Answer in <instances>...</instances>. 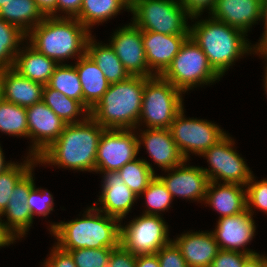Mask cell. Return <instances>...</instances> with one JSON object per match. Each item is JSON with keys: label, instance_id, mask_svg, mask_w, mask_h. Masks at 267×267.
I'll return each instance as SVG.
<instances>
[{"label": "cell", "instance_id": "6da1fadb", "mask_svg": "<svg viewBox=\"0 0 267 267\" xmlns=\"http://www.w3.org/2000/svg\"><path fill=\"white\" fill-rule=\"evenodd\" d=\"M104 130L91 116L83 122L67 124L60 136L37 157V163L95 172L98 143Z\"/></svg>", "mask_w": 267, "mask_h": 267}, {"label": "cell", "instance_id": "7a4b0ae2", "mask_svg": "<svg viewBox=\"0 0 267 267\" xmlns=\"http://www.w3.org/2000/svg\"><path fill=\"white\" fill-rule=\"evenodd\" d=\"M83 218L49 225L60 249L69 251L83 248H116L120 245L121 221L99 211L94 204L83 213Z\"/></svg>", "mask_w": 267, "mask_h": 267}, {"label": "cell", "instance_id": "3957f363", "mask_svg": "<svg viewBox=\"0 0 267 267\" xmlns=\"http://www.w3.org/2000/svg\"><path fill=\"white\" fill-rule=\"evenodd\" d=\"M191 26L189 36L205 53L210 66L220 77L244 54L254 53L253 45L246 39L248 35L211 16Z\"/></svg>", "mask_w": 267, "mask_h": 267}, {"label": "cell", "instance_id": "277c9868", "mask_svg": "<svg viewBox=\"0 0 267 267\" xmlns=\"http://www.w3.org/2000/svg\"><path fill=\"white\" fill-rule=\"evenodd\" d=\"M92 35L78 19L46 16L27 33L29 44L48 58L63 64L69 58L82 57Z\"/></svg>", "mask_w": 267, "mask_h": 267}, {"label": "cell", "instance_id": "5b68a950", "mask_svg": "<svg viewBox=\"0 0 267 267\" xmlns=\"http://www.w3.org/2000/svg\"><path fill=\"white\" fill-rule=\"evenodd\" d=\"M144 87V76L110 84L90 116L105 129H137Z\"/></svg>", "mask_w": 267, "mask_h": 267}, {"label": "cell", "instance_id": "8992f818", "mask_svg": "<svg viewBox=\"0 0 267 267\" xmlns=\"http://www.w3.org/2000/svg\"><path fill=\"white\" fill-rule=\"evenodd\" d=\"M182 94L162 76L145 77L137 129L142 123L148 129H169L174 118L184 109Z\"/></svg>", "mask_w": 267, "mask_h": 267}, {"label": "cell", "instance_id": "52a82bcc", "mask_svg": "<svg viewBox=\"0 0 267 267\" xmlns=\"http://www.w3.org/2000/svg\"><path fill=\"white\" fill-rule=\"evenodd\" d=\"M132 23L141 30L166 35H189L191 16L179 0H134Z\"/></svg>", "mask_w": 267, "mask_h": 267}, {"label": "cell", "instance_id": "ba28073f", "mask_svg": "<svg viewBox=\"0 0 267 267\" xmlns=\"http://www.w3.org/2000/svg\"><path fill=\"white\" fill-rule=\"evenodd\" d=\"M161 76L183 93L200 85H210L216 80L219 82L221 78L210 66L205 53L190 36Z\"/></svg>", "mask_w": 267, "mask_h": 267}, {"label": "cell", "instance_id": "9c48e42d", "mask_svg": "<svg viewBox=\"0 0 267 267\" xmlns=\"http://www.w3.org/2000/svg\"><path fill=\"white\" fill-rule=\"evenodd\" d=\"M234 145V139L227 133L200 155L206 160L208 159L207 163L210 167H201V169L206 173L209 181L247 185L253 172L244 161L245 159L236 151Z\"/></svg>", "mask_w": 267, "mask_h": 267}, {"label": "cell", "instance_id": "30bf717a", "mask_svg": "<svg viewBox=\"0 0 267 267\" xmlns=\"http://www.w3.org/2000/svg\"><path fill=\"white\" fill-rule=\"evenodd\" d=\"M160 215L142 214L121 225L120 244L137 255L156 254L173 239L169 238L168 225Z\"/></svg>", "mask_w": 267, "mask_h": 267}, {"label": "cell", "instance_id": "8fae6325", "mask_svg": "<svg viewBox=\"0 0 267 267\" xmlns=\"http://www.w3.org/2000/svg\"><path fill=\"white\" fill-rule=\"evenodd\" d=\"M184 112L183 109L174 118L169 129L179 151L188 161L190 153L200 156L221 140L226 132L210 121L197 118L188 119Z\"/></svg>", "mask_w": 267, "mask_h": 267}, {"label": "cell", "instance_id": "7c38bea8", "mask_svg": "<svg viewBox=\"0 0 267 267\" xmlns=\"http://www.w3.org/2000/svg\"><path fill=\"white\" fill-rule=\"evenodd\" d=\"M135 133L134 129H105L98 143L95 172L118 171L135 160L139 153Z\"/></svg>", "mask_w": 267, "mask_h": 267}, {"label": "cell", "instance_id": "4fadbf2b", "mask_svg": "<svg viewBox=\"0 0 267 267\" xmlns=\"http://www.w3.org/2000/svg\"><path fill=\"white\" fill-rule=\"evenodd\" d=\"M28 139L32 141L28 155L38 157L63 132L67 125L43 101L26 108Z\"/></svg>", "mask_w": 267, "mask_h": 267}, {"label": "cell", "instance_id": "5bb4252c", "mask_svg": "<svg viewBox=\"0 0 267 267\" xmlns=\"http://www.w3.org/2000/svg\"><path fill=\"white\" fill-rule=\"evenodd\" d=\"M110 45L131 76L153 77L143 47L142 30L132 22L112 33Z\"/></svg>", "mask_w": 267, "mask_h": 267}, {"label": "cell", "instance_id": "9a60e30c", "mask_svg": "<svg viewBox=\"0 0 267 267\" xmlns=\"http://www.w3.org/2000/svg\"><path fill=\"white\" fill-rule=\"evenodd\" d=\"M253 217L246 209L241 213L219 218L215 229L211 232L220 250L244 252L249 255L257 253L245 248L256 235Z\"/></svg>", "mask_w": 267, "mask_h": 267}, {"label": "cell", "instance_id": "2e32d148", "mask_svg": "<svg viewBox=\"0 0 267 267\" xmlns=\"http://www.w3.org/2000/svg\"><path fill=\"white\" fill-rule=\"evenodd\" d=\"M186 163L187 160L174 168L164 170L165 173L170 172L167 176H157L166 185L172 198L177 196L202 203L210 181L200 166H187Z\"/></svg>", "mask_w": 267, "mask_h": 267}, {"label": "cell", "instance_id": "e0dca14e", "mask_svg": "<svg viewBox=\"0 0 267 267\" xmlns=\"http://www.w3.org/2000/svg\"><path fill=\"white\" fill-rule=\"evenodd\" d=\"M32 167L15 185L9 197L6 209L0 216L7 218L6 228L15 236L16 239L28 234L33 224L32 214L27 206V198L30 191L35 187Z\"/></svg>", "mask_w": 267, "mask_h": 267}, {"label": "cell", "instance_id": "ac0fdd59", "mask_svg": "<svg viewBox=\"0 0 267 267\" xmlns=\"http://www.w3.org/2000/svg\"><path fill=\"white\" fill-rule=\"evenodd\" d=\"M102 177V190L94 206L102 213L115 217L120 221L131 212L133 204L139 197L124 183L118 171L100 172Z\"/></svg>", "mask_w": 267, "mask_h": 267}, {"label": "cell", "instance_id": "d6986e66", "mask_svg": "<svg viewBox=\"0 0 267 267\" xmlns=\"http://www.w3.org/2000/svg\"><path fill=\"white\" fill-rule=\"evenodd\" d=\"M189 35H166L142 30L143 47L149 71L161 76L178 54Z\"/></svg>", "mask_w": 267, "mask_h": 267}, {"label": "cell", "instance_id": "ffe728a7", "mask_svg": "<svg viewBox=\"0 0 267 267\" xmlns=\"http://www.w3.org/2000/svg\"><path fill=\"white\" fill-rule=\"evenodd\" d=\"M138 135L139 151L141 144L145 146L146 152L163 170H168L180 165L185 161L179 151L170 129H148L141 130Z\"/></svg>", "mask_w": 267, "mask_h": 267}, {"label": "cell", "instance_id": "44dd1931", "mask_svg": "<svg viewBox=\"0 0 267 267\" xmlns=\"http://www.w3.org/2000/svg\"><path fill=\"white\" fill-rule=\"evenodd\" d=\"M262 0H217L209 14L213 19L243 31L261 20Z\"/></svg>", "mask_w": 267, "mask_h": 267}, {"label": "cell", "instance_id": "7402d4cb", "mask_svg": "<svg viewBox=\"0 0 267 267\" xmlns=\"http://www.w3.org/2000/svg\"><path fill=\"white\" fill-rule=\"evenodd\" d=\"M172 241L181 250L188 267H210L220 251L211 231L182 233Z\"/></svg>", "mask_w": 267, "mask_h": 267}, {"label": "cell", "instance_id": "603a6c76", "mask_svg": "<svg viewBox=\"0 0 267 267\" xmlns=\"http://www.w3.org/2000/svg\"><path fill=\"white\" fill-rule=\"evenodd\" d=\"M2 99L27 108L42 101L44 85L23 77L13 68L0 70Z\"/></svg>", "mask_w": 267, "mask_h": 267}, {"label": "cell", "instance_id": "cb8c5ba5", "mask_svg": "<svg viewBox=\"0 0 267 267\" xmlns=\"http://www.w3.org/2000/svg\"><path fill=\"white\" fill-rule=\"evenodd\" d=\"M244 185L210 181L204 203L216 210L219 218L241 213L246 210V189Z\"/></svg>", "mask_w": 267, "mask_h": 267}, {"label": "cell", "instance_id": "d4e9b609", "mask_svg": "<svg viewBox=\"0 0 267 267\" xmlns=\"http://www.w3.org/2000/svg\"><path fill=\"white\" fill-rule=\"evenodd\" d=\"M74 66L79 74L82 86L83 105L91 111L106 93L110 83L87 54L79 57Z\"/></svg>", "mask_w": 267, "mask_h": 267}, {"label": "cell", "instance_id": "484cf974", "mask_svg": "<svg viewBox=\"0 0 267 267\" xmlns=\"http://www.w3.org/2000/svg\"><path fill=\"white\" fill-rule=\"evenodd\" d=\"M27 46L17 53L12 68L23 77L45 86L59 64L28 45V42Z\"/></svg>", "mask_w": 267, "mask_h": 267}, {"label": "cell", "instance_id": "4316f807", "mask_svg": "<svg viewBox=\"0 0 267 267\" xmlns=\"http://www.w3.org/2000/svg\"><path fill=\"white\" fill-rule=\"evenodd\" d=\"M86 54L97 64L110 84L124 81L131 76L113 47L108 43H97L92 35L87 41Z\"/></svg>", "mask_w": 267, "mask_h": 267}, {"label": "cell", "instance_id": "83f0119b", "mask_svg": "<svg viewBox=\"0 0 267 267\" xmlns=\"http://www.w3.org/2000/svg\"><path fill=\"white\" fill-rule=\"evenodd\" d=\"M45 17L35 0H9L0 7V18L18 26L26 34Z\"/></svg>", "mask_w": 267, "mask_h": 267}, {"label": "cell", "instance_id": "f1b7e54d", "mask_svg": "<svg viewBox=\"0 0 267 267\" xmlns=\"http://www.w3.org/2000/svg\"><path fill=\"white\" fill-rule=\"evenodd\" d=\"M42 101L66 124L80 123L90 116V111L81 102L65 96L48 85L43 88Z\"/></svg>", "mask_w": 267, "mask_h": 267}, {"label": "cell", "instance_id": "f546056e", "mask_svg": "<svg viewBox=\"0 0 267 267\" xmlns=\"http://www.w3.org/2000/svg\"><path fill=\"white\" fill-rule=\"evenodd\" d=\"M123 9L129 11L120 0H82L81 9L75 18L90 31L93 26L108 21Z\"/></svg>", "mask_w": 267, "mask_h": 267}, {"label": "cell", "instance_id": "4dcf8cb0", "mask_svg": "<svg viewBox=\"0 0 267 267\" xmlns=\"http://www.w3.org/2000/svg\"><path fill=\"white\" fill-rule=\"evenodd\" d=\"M24 40L28 41L25 32L0 18V70L13 67Z\"/></svg>", "mask_w": 267, "mask_h": 267}, {"label": "cell", "instance_id": "1f68e13d", "mask_svg": "<svg viewBox=\"0 0 267 267\" xmlns=\"http://www.w3.org/2000/svg\"><path fill=\"white\" fill-rule=\"evenodd\" d=\"M47 85L63 93L65 96L75 99L83 104V92L79 74L74 64H59Z\"/></svg>", "mask_w": 267, "mask_h": 267}, {"label": "cell", "instance_id": "d6a6232c", "mask_svg": "<svg viewBox=\"0 0 267 267\" xmlns=\"http://www.w3.org/2000/svg\"><path fill=\"white\" fill-rule=\"evenodd\" d=\"M124 183L138 196L147 188L149 182L156 176L147 159H139L126 163L118 170Z\"/></svg>", "mask_w": 267, "mask_h": 267}, {"label": "cell", "instance_id": "836d02e7", "mask_svg": "<svg viewBox=\"0 0 267 267\" xmlns=\"http://www.w3.org/2000/svg\"><path fill=\"white\" fill-rule=\"evenodd\" d=\"M0 132L9 136L28 137L26 108L1 99Z\"/></svg>", "mask_w": 267, "mask_h": 267}, {"label": "cell", "instance_id": "e575fe53", "mask_svg": "<svg viewBox=\"0 0 267 267\" xmlns=\"http://www.w3.org/2000/svg\"><path fill=\"white\" fill-rule=\"evenodd\" d=\"M38 165L37 158L28 155L22 163H14L0 174V214L6 209L9 197L16 183L32 168Z\"/></svg>", "mask_w": 267, "mask_h": 267}, {"label": "cell", "instance_id": "d590c367", "mask_svg": "<svg viewBox=\"0 0 267 267\" xmlns=\"http://www.w3.org/2000/svg\"><path fill=\"white\" fill-rule=\"evenodd\" d=\"M145 197L146 210L142 214L160 215L168 210L173 202L171 193L167 190L166 185L156 175L148 184L147 188L140 194Z\"/></svg>", "mask_w": 267, "mask_h": 267}, {"label": "cell", "instance_id": "8d00e7d4", "mask_svg": "<svg viewBox=\"0 0 267 267\" xmlns=\"http://www.w3.org/2000/svg\"><path fill=\"white\" fill-rule=\"evenodd\" d=\"M114 248H83L69 250L77 267H106Z\"/></svg>", "mask_w": 267, "mask_h": 267}, {"label": "cell", "instance_id": "74e56055", "mask_svg": "<svg viewBox=\"0 0 267 267\" xmlns=\"http://www.w3.org/2000/svg\"><path fill=\"white\" fill-rule=\"evenodd\" d=\"M246 189V209L253 215L255 208L267 214V179L255 181L252 174L245 186ZM254 207V209H253Z\"/></svg>", "mask_w": 267, "mask_h": 267}, {"label": "cell", "instance_id": "f35d334b", "mask_svg": "<svg viewBox=\"0 0 267 267\" xmlns=\"http://www.w3.org/2000/svg\"><path fill=\"white\" fill-rule=\"evenodd\" d=\"M54 198L50 191L42 188L35 187L30 191L29 196L27 198V206L34 216H44L46 217L51 213L54 209Z\"/></svg>", "mask_w": 267, "mask_h": 267}, {"label": "cell", "instance_id": "ab89813d", "mask_svg": "<svg viewBox=\"0 0 267 267\" xmlns=\"http://www.w3.org/2000/svg\"><path fill=\"white\" fill-rule=\"evenodd\" d=\"M160 267H188L181 250L171 241L156 252Z\"/></svg>", "mask_w": 267, "mask_h": 267}, {"label": "cell", "instance_id": "60d3db41", "mask_svg": "<svg viewBox=\"0 0 267 267\" xmlns=\"http://www.w3.org/2000/svg\"><path fill=\"white\" fill-rule=\"evenodd\" d=\"M248 256L244 252L220 250L210 267H242Z\"/></svg>", "mask_w": 267, "mask_h": 267}, {"label": "cell", "instance_id": "b9f144b4", "mask_svg": "<svg viewBox=\"0 0 267 267\" xmlns=\"http://www.w3.org/2000/svg\"><path fill=\"white\" fill-rule=\"evenodd\" d=\"M106 267H136V255L120 244L111 250L109 263Z\"/></svg>", "mask_w": 267, "mask_h": 267}, {"label": "cell", "instance_id": "7bdbcfd3", "mask_svg": "<svg viewBox=\"0 0 267 267\" xmlns=\"http://www.w3.org/2000/svg\"><path fill=\"white\" fill-rule=\"evenodd\" d=\"M43 267H77L71 254L54 245L48 259L44 260Z\"/></svg>", "mask_w": 267, "mask_h": 267}, {"label": "cell", "instance_id": "ee69618b", "mask_svg": "<svg viewBox=\"0 0 267 267\" xmlns=\"http://www.w3.org/2000/svg\"><path fill=\"white\" fill-rule=\"evenodd\" d=\"M217 0H179L180 4L186 9L187 13L192 17V22L200 17L204 10H209V14L213 11Z\"/></svg>", "mask_w": 267, "mask_h": 267}, {"label": "cell", "instance_id": "f6af8a7d", "mask_svg": "<svg viewBox=\"0 0 267 267\" xmlns=\"http://www.w3.org/2000/svg\"><path fill=\"white\" fill-rule=\"evenodd\" d=\"M263 20V21H262ZM261 21L264 23V32L262 33L260 42L253 46L254 53L262 58L267 56V0H262Z\"/></svg>", "mask_w": 267, "mask_h": 267}, {"label": "cell", "instance_id": "bcb514c9", "mask_svg": "<svg viewBox=\"0 0 267 267\" xmlns=\"http://www.w3.org/2000/svg\"><path fill=\"white\" fill-rule=\"evenodd\" d=\"M82 0H57L56 13L63 12L61 15L66 18H75L81 9Z\"/></svg>", "mask_w": 267, "mask_h": 267}, {"label": "cell", "instance_id": "7dc6e473", "mask_svg": "<svg viewBox=\"0 0 267 267\" xmlns=\"http://www.w3.org/2000/svg\"><path fill=\"white\" fill-rule=\"evenodd\" d=\"M35 2L45 16L62 17L61 14H56L57 0H35Z\"/></svg>", "mask_w": 267, "mask_h": 267}, {"label": "cell", "instance_id": "c3c4849f", "mask_svg": "<svg viewBox=\"0 0 267 267\" xmlns=\"http://www.w3.org/2000/svg\"><path fill=\"white\" fill-rule=\"evenodd\" d=\"M136 267H160L157 254L136 256Z\"/></svg>", "mask_w": 267, "mask_h": 267}, {"label": "cell", "instance_id": "681fc988", "mask_svg": "<svg viewBox=\"0 0 267 267\" xmlns=\"http://www.w3.org/2000/svg\"><path fill=\"white\" fill-rule=\"evenodd\" d=\"M0 216V247H5L13 244L17 240L15 236L6 228L5 220Z\"/></svg>", "mask_w": 267, "mask_h": 267}, {"label": "cell", "instance_id": "f907efd6", "mask_svg": "<svg viewBox=\"0 0 267 267\" xmlns=\"http://www.w3.org/2000/svg\"><path fill=\"white\" fill-rule=\"evenodd\" d=\"M242 267H262V255L259 253L250 254L244 260Z\"/></svg>", "mask_w": 267, "mask_h": 267}, {"label": "cell", "instance_id": "816d5d0a", "mask_svg": "<svg viewBox=\"0 0 267 267\" xmlns=\"http://www.w3.org/2000/svg\"><path fill=\"white\" fill-rule=\"evenodd\" d=\"M15 162H6L5 156L2 151L1 145H0V174L5 172L8 168H10Z\"/></svg>", "mask_w": 267, "mask_h": 267}, {"label": "cell", "instance_id": "f5cc1de1", "mask_svg": "<svg viewBox=\"0 0 267 267\" xmlns=\"http://www.w3.org/2000/svg\"><path fill=\"white\" fill-rule=\"evenodd\" d=\"M265 60H266V62H267V59L266 58H264ZM266 65V67H265V75H264V88H265V93H266V95H267V64H265Z\"/></svg>", "mask_w": 267, "mask_h": 267}, {"label": "cell", "instance_id": "db71d44e", "mask_svg": "<svg viewBox=\"0 0 267 267\" xmlns=\"http://www.w3.org/2000/svg\"><path fill=\"white\" fill-rule=\"evenodd\" d=\"M120 1L130 10L134 0H120Z\"/></svg>", "mask_w": 267, "mask_h": 267}, {"label": "cell", "instance_id": "11a10c76", "mask_svg": "<svg viewBox=\"0 0 267 267\" xmlns=\"http://www.w3.org/2000/svg\"><path fill=\"white\" fill-rule=\"evenodd\" d=\"M262 267H267V256L262 255Z\"/></svg>", "mask_w": 267, "mask_h": 267}, {"label": "cell", "instance_id": "9f6ffc18", "mask_svg": "<svg viewBox=\"0 0 267 267\" xmlns=\"http://www.w3.org/2000/svg\"><path fill=\"white\" fill-rule=\"evenodd\" d=\"M9 0H0V7L4 5V3H7Z\"/></svg>", "mask_w": 267, "mask_h": 267}, {"label": "cell", "instance_id": "6f0895ef", "mask_svg": "<svg viewBox=\"0 0 267 267\" xmlns=\"http://www.w3.org/2000/svg\"><path fill=\"white\" fill-rule=\"evenodd\" d=\"M2 99V94H1V81H0V100Z\"/></svg>", "mask_w": 267, "mask_h": 267}]
</instances>
